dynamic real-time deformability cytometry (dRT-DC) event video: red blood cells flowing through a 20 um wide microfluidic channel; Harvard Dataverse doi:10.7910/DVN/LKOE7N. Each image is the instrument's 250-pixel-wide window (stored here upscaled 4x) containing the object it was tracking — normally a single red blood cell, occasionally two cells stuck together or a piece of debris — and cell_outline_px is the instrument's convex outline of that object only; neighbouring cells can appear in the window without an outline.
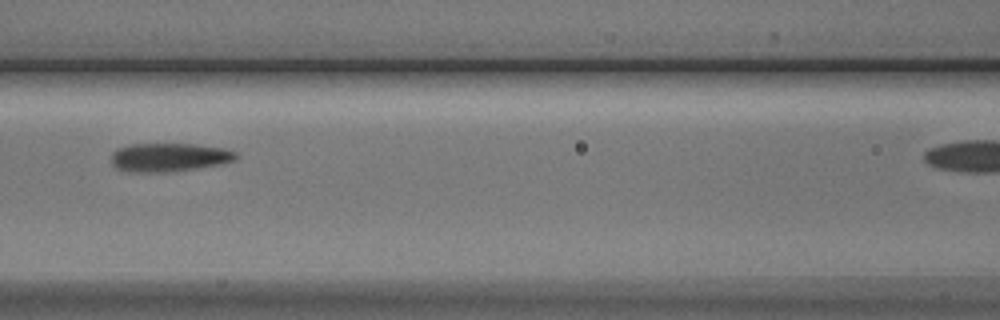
{"species": "Egyptian fruit bat (a non-hibernating species)", "species_latin": "Rousettus aegyptiacus", "temperature_condition": "cold", "stored_images_in_passage": 5, "camera_frame_rate_fps": 3000, "um_per_image_px": 0.085, "animal": {"sex": "male"}, "frame": {"image": 1, "passage_image": 3, "time_ms": 2.333, "image_size_px": [1000, 320], "cell_outline_px": [[240, 156], [236, 160], [224, 164], [196, 168], [164, 172], [132, 172], [116, 168], [112, 164], [112, 152], [116, 148], [128, 144], [196, 144], [224, 148], [236, 152]], "centroid_in_image_um": [14.4, 13.36], "position_along_channel_um": 152.2, "area_um2": 20.98}}
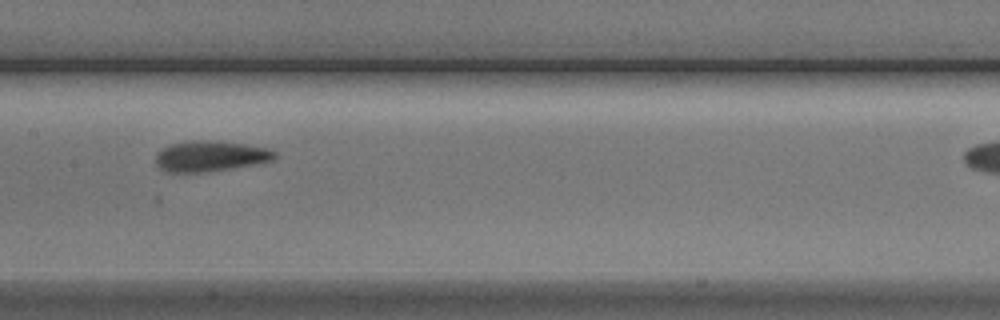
{"frame": {"image": 2, "passage_image": 4, "time_ms": 3.333, "image_size_px": [1000, 320], "cell_outline_px": [[276, 156], [272, 160], [260, 164], [204, 172], [168, 172], [160, 168], [156, 164], [156, 152], [160, 148], [168, 144], [192, 140], [208, 140], [244, 144], [268, 148], [276, 152]], "centroid_in_image_um": [17.86, 13.27], "position_along_channel_um": 189.5, "area_um2": 21.44}}